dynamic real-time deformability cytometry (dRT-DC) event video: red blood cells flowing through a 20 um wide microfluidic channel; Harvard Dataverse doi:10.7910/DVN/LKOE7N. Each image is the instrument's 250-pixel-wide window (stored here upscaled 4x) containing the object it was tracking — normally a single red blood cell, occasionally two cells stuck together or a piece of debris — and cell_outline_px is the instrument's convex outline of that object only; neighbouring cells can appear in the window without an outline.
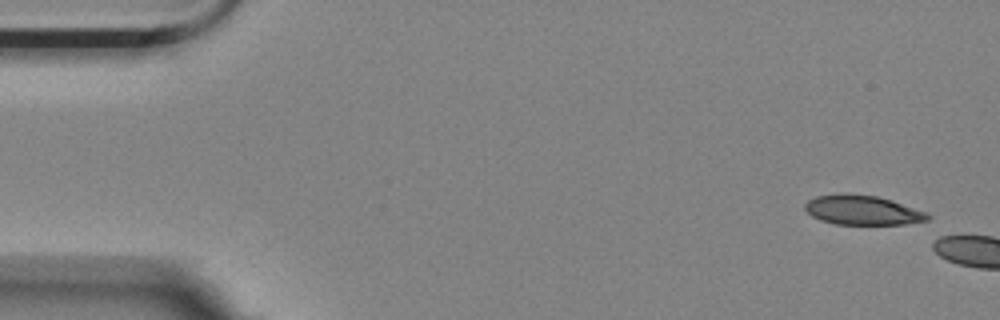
{"species": "Egyptian fruit bat (a non-hibernating species)", "species_latin": "Rousettus aegyptiacus", "temperature_condition": "room temperature", "stored_images_in_passage": 2, "camera_frame_rate_fps": 3000, "um_per_image_px": 0.085, "animal": {"sex": "female"}, "frame": {"image": 1, "passage_image": 1, "time_ms": 0.0, "image_size_px": [1000, 320], "cell_outline_px": [[932, 216], [928, 220], [904, 224], [836, 224], [820, 220], [812, 216], [804, 208], [804, 204], [808, 200], [816, 196], [876, 196], [892, 200], [928, 212]], "centroid_in_image_um": [73.38, 17.9], "position_along_channel_um": 11.6, "area_um2": 20.46}}